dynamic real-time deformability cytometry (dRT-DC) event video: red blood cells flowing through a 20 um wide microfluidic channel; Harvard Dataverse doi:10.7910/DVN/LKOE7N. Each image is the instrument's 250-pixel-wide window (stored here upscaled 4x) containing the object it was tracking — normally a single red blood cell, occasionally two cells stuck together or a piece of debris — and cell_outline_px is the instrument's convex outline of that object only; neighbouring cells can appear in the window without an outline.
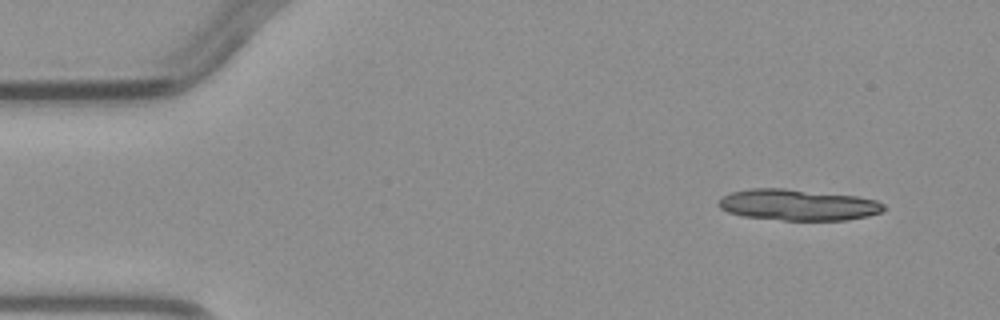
{"species": "common noctule bat (a hibernating species)", "species_latin": "Nyctalus noctula", "temperature_condition": "warm", "stored_images_in_passage": 4, "camera_frame_rate_fps": 3000, "um_per_image_px": 0.085, "animal": {"sex": "male", "body_mass_g": 23.1, "forearm_length_mm": 52.7}, "frame": {"image": 1, "passage_image": 1, "time_ms": 0.0, "image_size_px": [1000, 320], "cell_outline_px": [[884, 208], [880, 212], [868, 216], [844, 220], [784, 220], [744, 216], [728, 212], [720, 208], [716, 204], [724, 196], [732, 192], [752, 188], [784, 188], [856, 196], [876, 200], [884, 204]], "centroid_in_image_um": [67.81, 17.41], "position_along_channel_um": 17.2, "area_um2": 29.77}}
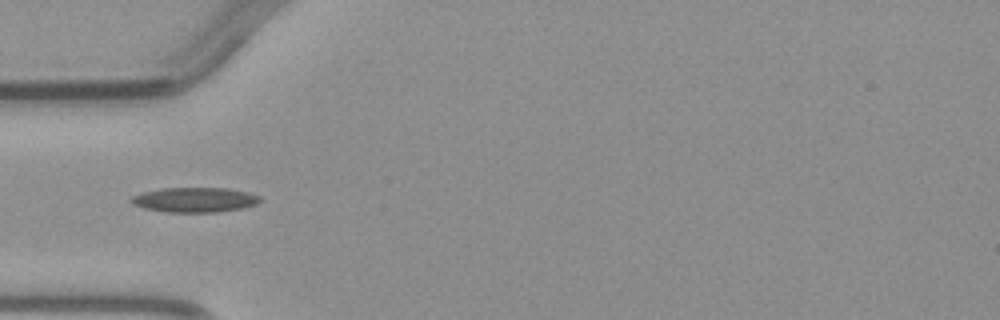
{"frame": {"image": 2, "passage_image": 4, "time_ms": 3.667, "image_size_px": [1000, 320], "cell_outline_px": [[260, 200], [256, 204], [240, 208], [216, 212], [168, 212], [144, 208], [132, 204], [128, 200], [132, 196], [144, 192], [164, 188], [228, 188], [248, 192], [260, 196]], "centroid_in_image_um": [16.53, 16.98], "position_along_channel_um": 68.5, "area_um2": 18.5}}